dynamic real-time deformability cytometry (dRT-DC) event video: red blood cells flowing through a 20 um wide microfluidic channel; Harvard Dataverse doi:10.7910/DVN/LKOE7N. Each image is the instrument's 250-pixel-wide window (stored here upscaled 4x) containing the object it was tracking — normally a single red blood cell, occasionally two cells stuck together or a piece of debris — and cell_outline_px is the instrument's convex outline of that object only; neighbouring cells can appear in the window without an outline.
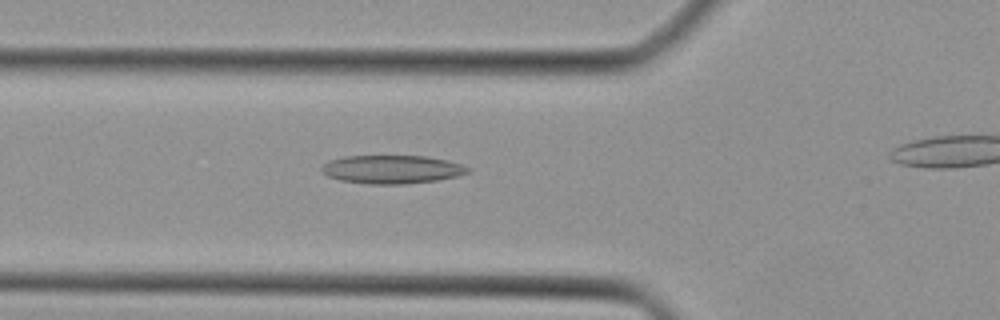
{"species": "Egyptian fruit bat (a non-hibernating species)", "species_latin": "Rousettus aegyptiacus", "temperature_condition": "cold", "stored_images_in_passage": 32, "camera_frame_rate_fps": 3000, "um_per_image_px": 0.085, "animal": {"sex": "female"}, "frame": {"image": 1, "passage_image": 11, "time_ms": 3.333, "image_size_px": [1000, 320], "cell_outline_px": [[472, 168], [468, 172], [456, 176], [436, 180], [404, 184], [368, 184], [340, 180], [328, 176], [320, 172], [320, 168], [328, 160], [344, 156], [428, 156], [448, 160]], "centroid_in_image_um": [33.28, 14.39], "position_along_channel_um": 92.5, "area_um2": 24.28}}
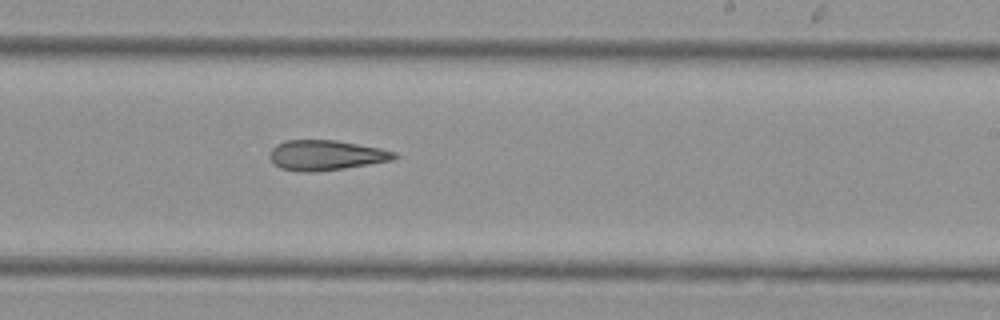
{"frame": {"image": 2, "passage_image": 22, "time_ms": 7.0, "image_size_px": [1000, 320], "cell_outline_px": [[400, 156], [392, 160], [344, 168], [312, 172], [308, 172], [280, 168], [268, 156], [272, 148], [276, 144], [284, 140], [336, 140], [380, 148], [396, 152]], "centroid_in_image_um": [27.71, 13.18], "position_along_channel_um": 261.3, "area_um2": 21.73}}
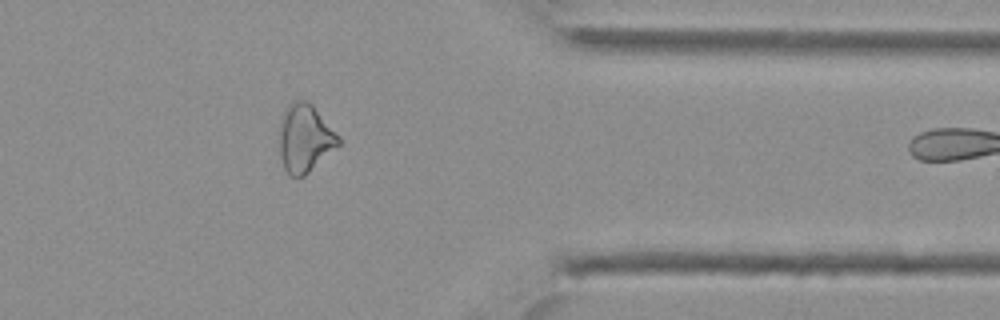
{"frame": {"image": 3, "passage_image": 31, "time_ms": 10.0, "image_size_px": [1000, 320], "cell_outline_px": [[340, 144], [304, 176], [288, 176], [284, 168], [280, 156], [280, 132], [284, 112], [288, 104], [292, 100], [308, 100], [312, 104], [340, 136]], "centroid_in_image_um": [25.93, 11.74], "position_along_channel_um": 385.5, "area_um2": 23.24}}